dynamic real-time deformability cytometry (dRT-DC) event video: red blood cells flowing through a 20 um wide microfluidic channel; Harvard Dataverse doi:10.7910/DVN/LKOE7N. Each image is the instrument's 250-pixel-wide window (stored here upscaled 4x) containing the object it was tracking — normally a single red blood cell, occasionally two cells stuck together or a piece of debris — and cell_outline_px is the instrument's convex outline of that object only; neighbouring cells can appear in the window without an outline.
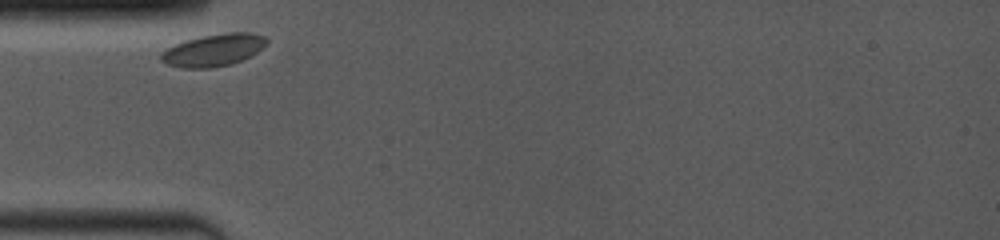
{"species": "common noctule bat (a hibernating species)", "species_latin": "Nyctalus noctula", "temperature_condition": "room temperature", "stored_images_in_passage": 24, "camera_frame_rate_fps": 4000, "um_per_image_px": 0.085, "animal": {"sex": "female", "body_mass_g": 19.0, "forearm_length_mm": 53.3}, "frame": {"image": 1, "passage_image": 1, "time_ms": 0.0, "image_size_px": [1000, 240], "cell_outline_px": [[268, 40], [256, 52], [240, 60], [228, 64], [212, 68], [180, 68], [168, 64], [160, 60], [160, 52], [164, 48], [188, 40], [204, 36], [224, 32], [248, 32], [264, 36]], "centroid_in_image_um": [18.08, 4.26], "position_along_channel_um": 66.9, "area_um2": 19.54}}
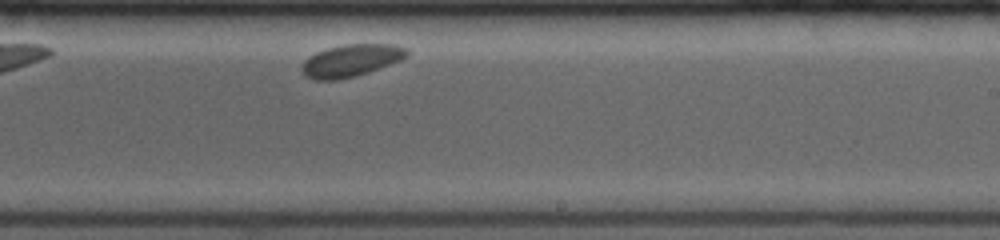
{"frame": {"image": 2, "passage_image": 13, "time_ms": 5.5, "image_size_px": [1000, 240], "cell_outline_px": [[408, 56], [400, 60], [368, 72], [356, 76], [336, 80], [316, 80], [304, 76], [300, 72], [300, 64], [308, 56], [316, 52], [328, 48], [348, 44], [392, 44], [408, 48]], "centroid_in_image_um": [29.78, 5.15], "position_along_channel_um": 259.2, "area_um2": 19.88}}
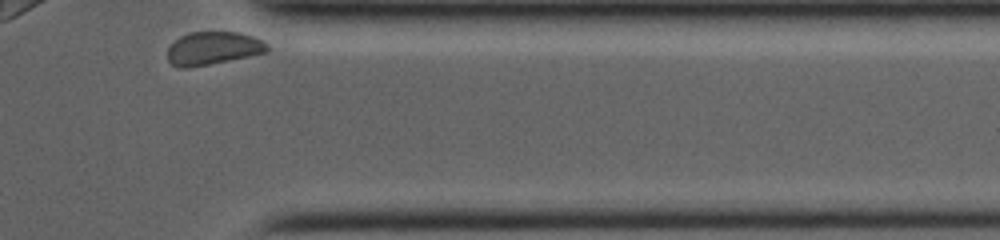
{"frame": {"image": 3, "passage_image": 24, "time_ms": 9.25, "image_size_px": [1000, 240], "cell_outline_px": [[268, 52], [208, 64], [184, 68], [180, 68], [172, 64], [168, 60], [168, 48], [180, 36], [192, 32], [240, 32], [252, 36], [268, 44]], "centroid_in_image_um": [18.11, 4.09], "position_along_channel_um": 393.3, "area_um2": 18.9}, "authors_computed_cell_mechanics": {"area_um2": 19.7676, "velocity_mm_per_s": 3.5479, "shape_relaxation_time_tau1_ms": 0.6683, "shape_relaxation_time_tau2_ms": null, "deformation_change_tau1": 0.0353, "deformation_change_tau2": null}}